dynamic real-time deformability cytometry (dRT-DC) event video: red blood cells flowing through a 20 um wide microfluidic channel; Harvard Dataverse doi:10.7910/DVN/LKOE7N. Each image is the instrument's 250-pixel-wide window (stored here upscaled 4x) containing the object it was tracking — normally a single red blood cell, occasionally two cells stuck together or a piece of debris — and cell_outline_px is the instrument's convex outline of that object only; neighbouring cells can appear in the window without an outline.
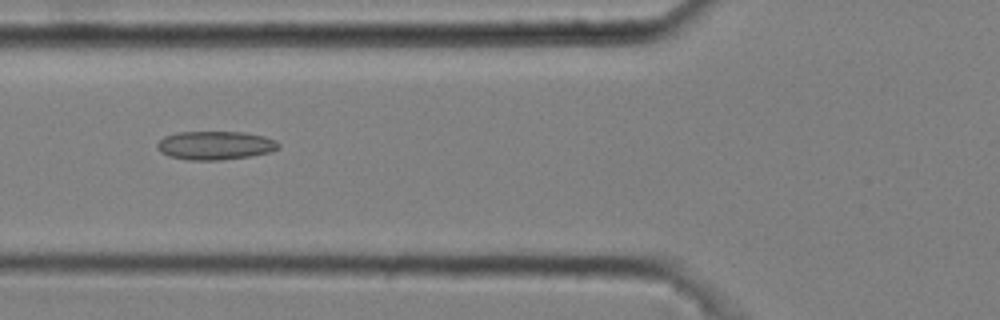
{"species": "common noctule bat (a hibernating species)", "species_latin": "Nyctalus noctula", "temperature_condition": "cold", "stored_images_in_passage": 12, "camera_frame_rate_fps": 3000, "um_per_image_px": 0.085, "animal": {"sex": "male", "body_mass_g": 20.4}, "frame": {"image": 1, "passage_image": 5, "time_ms": 1.333, "image_size_px": [1000, 320], "cell_outline_px": [[280, 148], [272, 152], [252, 156], [220, 160], [188, 160], [168, 156], [160, 152], [156, 144], [164, 136], [176, 132], [244, 132], [264, 136], [276, 140], [280, 144]], "centroid_in_image_um": [18.32, 12.36], "position_along_channel_um": 107.5, "area_um2": 20.46}}
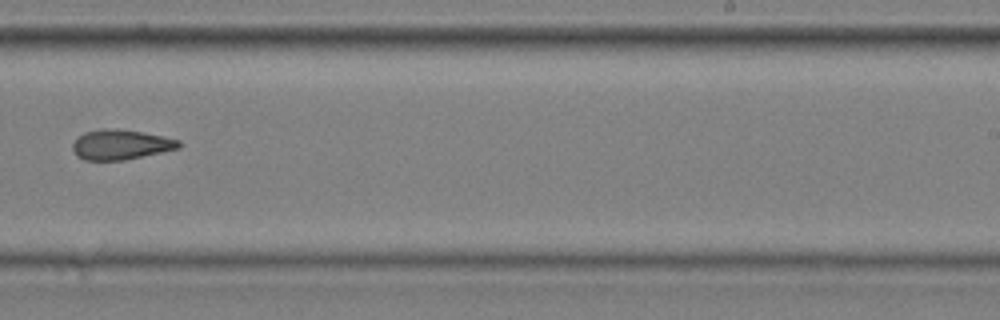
{"frame": {"image": 2, "passage_image": 9, "time_ms": 2.667, "image_size_px": [1000, 320], "cell_outline_px": [[180, 148], [124, 160], [84, 160], [76, 156], [72, 148], [72, 144], [76, 136], [84, 132], [104, 128], [116, 128], [140, 132], [180, 140]], "centroid_in_image_um": [10.2, 12.29], "position_along_channel_um": 278.8, "area_um2": 18.55}}
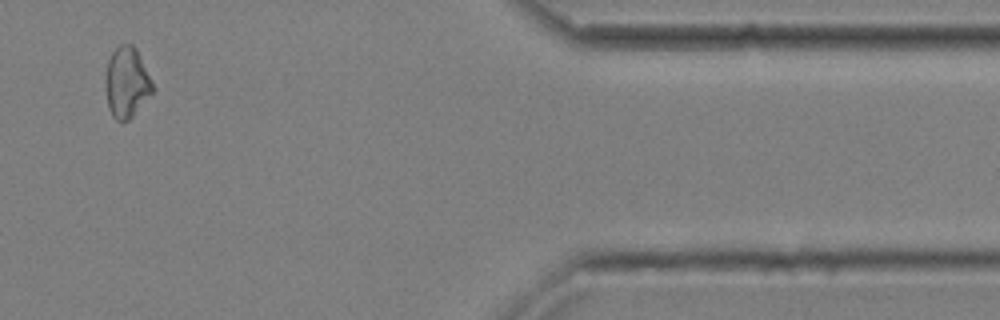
{"frame": {"image": 3, "passage_image": 12, "time_ms": 3.667, "image_size_px": [1000, 320], "cell_outline_px": [[156, 88], [132, 116], [128, 120], [116, 120], [112, 116], [108, 108], [108, 60], [112, 52], [120, 44], [132, 44], [136, 48]], "centroid_in_image_um": [10.82, 6.99], "position_along_channel_um": 400.6, "area_um2": 18.79}}